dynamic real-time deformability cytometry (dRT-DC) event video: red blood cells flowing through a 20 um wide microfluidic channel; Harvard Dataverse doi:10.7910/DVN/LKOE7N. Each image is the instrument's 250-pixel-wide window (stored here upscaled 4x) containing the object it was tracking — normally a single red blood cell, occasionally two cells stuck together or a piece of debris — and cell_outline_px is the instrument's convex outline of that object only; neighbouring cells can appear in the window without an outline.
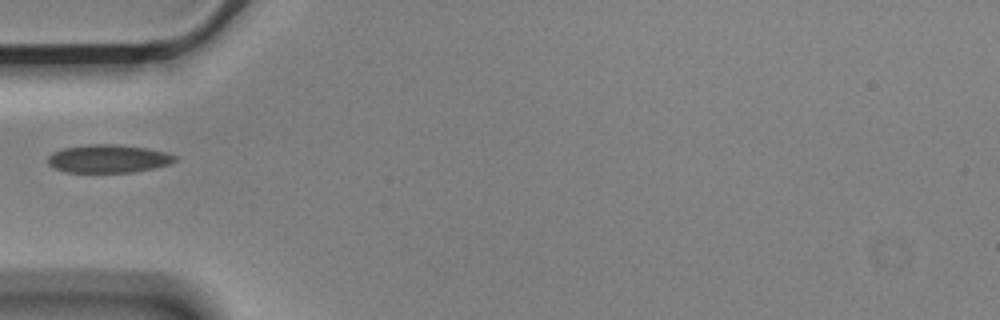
{"species": "Egyptian fruit bat (a non-hibernating species)", "species_latin": "Rousettus aegyptiacus", "temperature_condition": "cold", "stored_images_in_passage": 1, "camera_frame_rate_fps": 3000, "um_per_image_px": 0.085, "animal": {"sex": "male"}, "frame": {"image": 1, "passage_image": 1, "time_ms": 0.0, "image_size_px": [1000, 320], "cell_outline_px": [[180, 156], [176, 160], [168, 164], [152, 168], [132, 172], [64, 172], [48, 164], [48, 156], [64, 148], [88, 144], [116, 144], [148, 148], [168, 152]], "centroid_in_image_um": [9.26, 13.48], "position_along_channel_um": 75.7, "area_um2": 20.81}}